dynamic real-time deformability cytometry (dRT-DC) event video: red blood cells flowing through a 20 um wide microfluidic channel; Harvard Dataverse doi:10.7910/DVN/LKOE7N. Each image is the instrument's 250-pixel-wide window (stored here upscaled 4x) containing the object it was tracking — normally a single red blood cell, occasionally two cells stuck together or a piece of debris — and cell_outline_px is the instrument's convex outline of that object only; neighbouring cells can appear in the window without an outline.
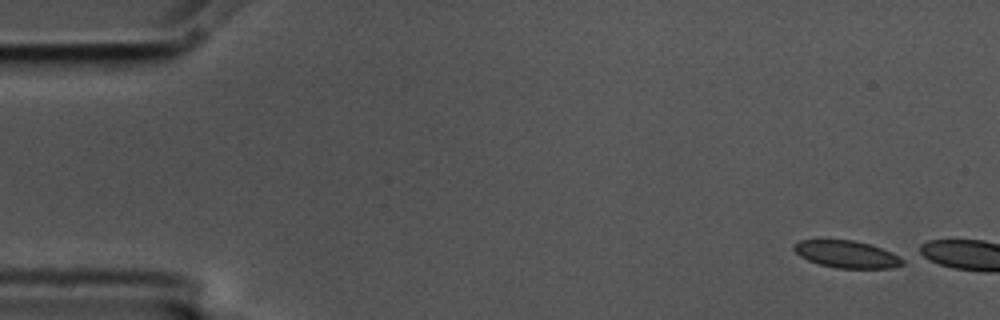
{"species": "common noctule bat (a hibernating species)", "species_latin": "Nyctalus noctula", "temperature_condition": "cold", "stored_images_in_passage": 4, "camera_frame_rate_fps": 3000, "um_per_image_px": 0.085, "animal": {"sex": "male", "body_mass_g": 17.5, "forearm_length_mm": 52.3}, "frame": {"image": 1, "passage_image": 1, "time_ms": 0.0, "image_size_px": [1000, 320], "cell_outline_px": [[904, 264], [892, 268], [836, 268], [820, 264], [808, 260], [800, 256], [792, 248], [792, 244], [800, 240], [852, 240], [872, 244], [892, 252], [900, 256], [904, 260]], "centroid_in_image_um": [71.99, 21.61], "position_along_channel_um": 13.0, "area_um2": 17.34}}